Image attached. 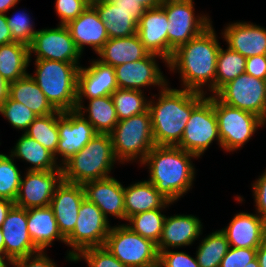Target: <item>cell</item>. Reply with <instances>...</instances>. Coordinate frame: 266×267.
Masks as SVG:
<instances>
[{
	"label": "cell",
	"mask_w": 266,
	"mask_h": 267,
	"mask_svg": "<svg viewBox=\"0 0 266 267\" xmlns=\"http://www.w3.org/2000/svg\"><path fill=\"white\" fill-rule=\"evenodd\" d=\"M84 260L88 267H127L114 257L105 246L89 247L80 251L71 262Z\"/></svg>",
	"instance_id": "cell-42"
},
{
	"label": "cell",
	"mask_w": 266,
	"mask_h": 267,
	"mask_svg": "<svg viewBox=\"0 0 266 267\" xmlns=\"http://www.w3.org/2000/svg\"><path fill=\"white\" fill-rule=\"evenodd\" d=\"M59 141L54 154L60 166L78 153L97 134L93 126L76 110H58Z\"/></svg>",
	"instance_id": "cell-14"
},
{
	"label": "cell",
	"mask_w": 266,
	"mask_h": 267,
	"mask_svg": "<svg viewBox=\"0 0 266 267\" xmlns=\"http://www.w3.org/2000/svg\"><path fill=\"white\" fill-rule=\"evenodd\" d=\"M20 0H0V14H6L15 7Z\"/></svg>",
	"instance_id": "cell-54"
},
{
	"label": "cell",
	"mask_w": 266,
	"mask_h": 267,
	"mask_svg": "<svg viewBox=\"0 0 266 267\" xmlns=\"http://www.w3.org/2000/svg\"><path fill=\"white\" fill-rule=\"evenodd\" d=\"M25 171L14 205L24 209L49 206L56 188L63 181V170Z\"/></svg>",
	"instance_id": "cell-15"
},
{
	"label": "cell",
	"mask_w": 266,
	"mask_h": 267,
	"mask_svg": "<svg viewBox=\"0 0 266 267\" xmlns=\"http://www.w3.org/2000/svg\"><path fill=\"white\" fill-rule=\"evenodd\" d=\"M30 58L34 60H54L68 63H80L81 52L77 49L68 28L57 25L56 28L38 30L29 45Z\"/></svg>",
	"instance_id": "cell-13"
},
{
	"label": "cell",
	"mask_w": 266,
	"mask_h": 267,
	"mask_svg": "<svg viewBox=\"0 0 266 267\" xmlns=\"http://www.w3.org/2000/svg\"><path fill=\"white\" fill-rule=\"evenodd\" d=\"M65 26L81 54L86 45L97 54L109 39L105 24L92 4Z\"/></svg>",
	"instance_id": "cell-20"
},
{
	"label": "cell",
	"mask_w": 266,
	"mask_h": 267,
	"mask_svg": "<svg viewBox=\"0 0 266 267\" xmlns=\"http://www.w3.org/2000/svg\"><path fill=\"white\" fill-rule=\"evenodd\" d=\"M221 231L230 247L257 249L266 237V222L259 214L240 212Z\"/></svg>",
	"instance_id": "cell-23"
},
{
	"label": "cell",
	"mask_w": 266,
	"mask_h": 267,
	"mask_svg": "<svg viewBox=\"0 0 266 267\" xmlns=\"http://www.w3.org/2000/svg\"><path fill=\"white\" fill-rule=\"evenodd\" d=\"M192 158L198 159L177 146L155 145L140 164L149 170L148 181L174 203L192 188L196 174Z\"/></svg>",
	"instance_id": "cell-3"
},
{
	"label": "cell",
	"mask_w": 266,
	"mask_h": 267,
	"mask_svg": "<svg viewBox=\"0 0 266 267\" xmlns=\"http://www.w3.org/2000/svg\"><path fill=\"white\" fill-rule=\"evenodd\" d=\"M25 134L55 154L59 141L58 110L49 115L38 116L29 125Z\"/></svg>",
	"instance_id": "cell-37"
},
{
	"label": "cell",
	"mask_w": 266,
	"mask_h": 267,
	"mask_svg": "<svg viewBox=\"0 0 266 267\" xmlns=\"http://www.w3.org/2000/svg\"><path fill=\"white\" fill-rule=\"evenodd\" d=\"M149 100L154 143L157 146H177L192 111L206 98L205 94L171 88L167 84ZM154 97V98H153Z\"/></svg>",
	"instance_id": "cell-2"
},
{
	"label": "cell",
	"mask_w": 266,
	"mask_h": 267,
	"mask_svg": "<svg viewBox=\"0 0 266 267\" xmlns=\"http://www.w3.org/2000/svg\"><path fill=\"white\" fill-rule=\"evenodd\" d=\"M141 3L146 9L156 8L162 5L163 0H136Z\"/></svg>",
	"instance_id": "cell-55"
},
{
	"label": "cell",
	"mask_w": 266,
	"mask_h": 267,
	"mask_svg": "<svg viewBox=\"0 0 266 267\" xmlns=\"http://www.w3.org/2000/svg\"><path fill=\"white\" fill-rule=\"evenodd\" d=\"M227 46L245 58L266 55V28L251 22H233L221 33Z\"/></svg>",
	"instance_id": "cell-22"
},
{
	"label": "cell",
	"mask_w": 266,
	"mask_h": 267,
	"mask_svg": "<svg viewBox=\"0 0 266 267\" xmlns=\"http://www.w3.org/2000/svg\"><path fill=\"white\" fill-rule=\"evenodd\" d=\"M88 101L86 107L76 104V111L93 126L97 134H110L119 121L111 95ZM85 113L88 114L86 117Z\"/></svg>",
	"instance_id": "cell-32"
},
{
	"label": "cell",
	"mask_w": 266,
	"mask_h": 267,
	"mask_svg": "<svg viewBox=\"0 0 266 267\" xmlns=\"http://www.w3.org/2000/svg\"><path fill=\"white\" fill-rule=\"evenodd\" d=\"M89 5L86 0H56L55 13L60 18L59 24L66 25L76 19Z\"/></svg>",
	"instance_id": "cell-43"
},
{
	"label": "cell",
	"mask_w": 266,
	"mask_h": 267,
	"mask_svg": "<svg viewBox=\"0 0 266 267\" xmlns=\"http://www.w3.org/2000/svg\"><path fill=\"white\" fill-rule=\"evenodd\" d=\"M12 16H7V26L11 32L12 39L16 42H21L30 45L38 30H35L34 23L31 20L29 13L22 10L14 12Z\"/></svg>",
	"instance_id": "cell-41"
},
{
	"label": "cell",
	"mask_w": 266,
	"mask_h": 267,
	"mask_svg": "<svg viewBox=\"0 0 266 267\" xmlns=\"http://www.w3.org/2000/svg\"><path fill=\"white\" fill-rule=\"evenodd\" d=\"M54 260L50 259L45 251L27 255L11 261V267H57Z\"/></svg>",
	"instance_id": "cell-46"
},
{
	"label": "cell",
	"mask_w": 266,
	"mask_h": 267,
	"mask_svg": "<svg viewBox=\"0 0 266 267\" xmlns=\"http://www.w3.org/2000/svg\"><path fill=\"white\" fill-rule=\"evenodd\" d=\"M215 96L224 104L254 113L266 122V80L243 73Z\"/></svg>",
	"instance_id": "cell-12"
},
{
	"label": "cell",
	"mask_w": 266,
	"mask_h": 267,
	"mask_svg": "<svg viewBox=\"0 0 266 267\" xmlns=\"http://www.w3.org/2000/svg\"><path fill=\"white\" fill-rule=\"evenodd\" d=\"M221 148L233 152L248 143L255 132L266 125L256 114L228 106L213 95Z\"/></svg>",
	"instance_id": "cell-7"
},
{
	"label": "cell",
	"mask_w": 266,
	"mask_h": 267,
	"mask_svg": "<svg viewBox=\"0 0 266 267\" xmlns=\"http://www.w3.org/2000/svg\"><path fill=\"white\" fill-rule=\"evenodd\" d=\"M202 229L201 220L194 215L166 216L162 235L157 244L158 252L169 250L170 247L174 249L193 244L195 240L199 239Z\"/></svg>",
	"instance_id": "cell-25"
},
{
	"label": "cell",
	"mask_w": 266,
	"mask_h": 267,
	"mask_svg": "<svg viewBox=\"0 0 266 267\" xmlns=\"http://www.w3.org/2000/svg\"><path fill=\"white\" fill-rule=\"evenodd\" d=\"M216 141L221 148V139L214 111L213 95H208L193 111L177 147L198 158Z\"/></svg>",
	"instance_id": "cell-11"
},
{
	"label": "cell",
	"mask_w": 266,
	"mask_h": 267,
	"mask_svg": "<svg viewBox=\"0 0 266 267\" xmlns=\"http://www.w3.org/2000/svg\"><path fill=\"white\" fill-rule=\"evenodd\" d=\"M157 58L168 65L162 56L150 53L146 58L114 67L118 88L144 91L142 88L153 85L163 89L169 82L159 68Z\"/></svg>",
	"instance_id": "cell-16"
},
{
	"label": "cell",
	"mask_w": 266,
	"mask_h": 267,
	"mask_svg": "<svg viewBox=\"0 0 266 267\" xmlns=\"http://www.w3.org/2000/svg\"><path fill=\"white\" fill-rule=\"evenodd\" d=\"M111 225L102 211L93 202L83 199L78 211L74 230L65 238L67 250L66 260L72 259L83 249L104 246Z\"/></svg>",
	"instance_id": "cell-10"
},
{
	"label": "cell",
	"mask_w": 266,
	"mask_h": 267,
	"mask_svg": "<svg viewBox=\"0 0 266 267\" xmlns=\"http://www.w3.org/2000/svg\"><path fill=\"white\" fill-rule=\"evenodd\" d=\"M34 75L38 87L59 111H74L77 104V77L80 63L35 60Z\"/></svg>",
	"instance_id": "cell-5"
},
{
	"label": "cell",
	"mask_w": 266,
	"mask_h": 267,
	"mask_svg": "<svg viewBox=\"0 0 266 267\" xmlns=\"http://www.w3.org/2000/svg\"><path fill=\"white\" fill-rule=\"evenodd\" d=\"M168 18L162 6L147 9L140 17L137 34L149 53L168 62Z\"/></svg>",
	"instance_id": "cell-24"
},
{
	"label": "cell",
	"mask_w": 266,
	"mask_h": 267,
	"mask_svg": "<svg viewBox=\"0 0 266 267\" xmlns=\"http://www.w3.org/2000/svg\"><path fill=\"white\" fill-rule=\"evenodd\" d=\"M9 154L0 153V198L15 201L18 195L21 171Z\"/></svg>",
	"instance_id": "cell-39"
},
{
	"label": "cell",
	"mask_w": 266,
	"mask_h": 267,
	"mask_svg": "<svg viewBox=\"0 0 266 267\" xmlns=\"http://www.w3.org/2000/svg\"><path fill=\"white\" fill-rule=\"evenodd\" d=\"M166 208H157L141 212L129 217L125 225L132 231L158 244L166 215L162 211ZM162 210V211H161Z\"/></svg>",
	"instance_id": "cell-35"
},
{
	"label": "cell",
	"mask_w": 266,
	"mask_h": 267,
	"mask_svg": "<svg viewBox=\"0 0 266 267\" xmlns=\"http://www.w3.org/2000/svg\"><path fill=\"white\" fill-rule=\"evenodd\" d=\"M9 264H11V260L5 254H0V267H8Z\"/></svg>",
	"instance_id": "cell-56"
},
{
	"label": "cell",
	"mask_w": 266,
	"mask_h": 267,
	"mask_svg": "<svg viewBox=\"0 0 266 267\" xmlns=\"http://www.w3.org/2000/svg\"><path fill=\"white\" fill-rule=\"evenodd\" d=\"M85 198L97 205L104 217H116L126 221L124 186L114 177L92 180L82 184Z\"/></svg>",
	"instance_id": "cell-19"
},
{
	"label": "cell",
	"mask_w": 266,
	"mask_h": 267,
	"mask_svg": "<svg viewBox=\"0 0 266 267\" xmlns=\"http://www.w3.org/2000/svg\"><path fill=\"white\" fill-rule=\"evenodd\" d=\"M117 162L120 163L114 154L110 134H96L61 166L63 181L83 184L111 177L109 174Z\"/></svg>",
	"instance_id": "cell-4"
},
{
	"label": "cell",
	"mask_w": 266,
	"mask_h": 267,
	"mask_svg": "<svg viewBox=\"0 0 266 267\" xmlns=\"http://www.w3.org/2000/svg\"><path fill=\"white\" fill-rule=\"evenodd\" d=\"M120 9L127 12H145L147 9L136 0H111Z\"/></svg>",
	"instance_id": "cell-49"
},
{
	"label": "cell",
	"mask_w": 266,
	"mask_h": 267,
	"mask_svg": "<svg viewBox=\"0 0 266 267\" xmlns=\"http://www.w3.org/2000/svg\"><path fill=\"white\" fill-rule=\"evenodd\" d=\"M257 249L230 247L219 267H245L256 258Z\"/></svg>",
	"instance_id": "cell-44"
},
{
	"label": "cell",
	"mask_w": 266,
	"mask_h": 267,
	"mask_svg": "<svg viewBox=\"0 0 266 267\" xmlns=\"http://www.w3.org/2000/svg\"><path fill=\"white\" fill-rule=\"evenodd\" d=\"M143 267H162L160 261H157L153 264L147 265V266H143Z\"/></svg>",
	"instance_id": "cell-59"
},
{
	"label": "cell",
	"mask_w": 266,
	"mask_h": 267,
	"mask_svg": "<svg viewBox=\"0 0 266 267\" xmlns=\"http://www.w3.org/2000/svg\"><path fill=\"white\" fill-rule=\"evenodd\" d=\"M172 204L148 180H140L124 187L126 220L135 214L157 208H167Z\"/></svg>",
	"instance_id": "cell-28"
},
{
	"label": "cell",
	"mask_w": 266,
	"mask_h": 267,
	"mask_svg": "<svg viewBox=\"0 0 266 267\" xmlns=\"http://www.w3.org/2000/svg\"><path fill=\"white\" fill-rule=\"evenodd\" d=\"M27 227L34 246L40 251L52 246L55 239L66 245L50 205L27 209Z\"/></svg>",
	"instance_id": "cell-26"
},
{
	"label": "cell",
	"mask_w": 266,
	"mask_h": 267,
	"mask_svg": "<svg viewBox=\"0 0 266 267\" xmlns=\"http://www.w3.org/2000/svg\"><path fill=\"white\" fill-rule=\"evenodd\" d=\"M14 205V202L9 199L0 198V228L6 218L7 213Z\"/></svg>",
	"instance_id": "cell-51"
},
{
	"label": "cell",
	"mask_w": 266,
	"mask_h": 267,
	"mask_svg": "<svg viewBox=\"0 0 266 267\" xmlns=\"http://www.w3.org/2000/svg\"><path fill=\"white\" fill-rule=\"evenodd\" d=\"M0 114L13 128L23 131L22 133H25L29 125L38 117L22 103L16 102L10 97L0 106Z\"/></svg>",
	"instance_id": "cell-40"
},
{
	"label": "cell",
	"mask_w": 266,
	"mask_h": 267,
	"mask_svg": "<svg viewBox=\"0 0 266 267\" xmlns=\"http://www.w3.org/2000/svg\"><path fill=\"white\" fill-rule=\"evenodd\" d=\"M149 54L136 33L130 37L109 38L97 53V59L106 65L116 67L146 58Z\"/></svg>",
	"instance_id": "cell-29"
},
{
	"label": "cell",
	"mask_w": 266,
	"mask_h": 267,
	"mask_svg": "<svg viewBox=\"0 0 266 267\" xmlns=\"http://www.w3.org/2000/svg\"><path fill=\"white\" fill-rule=\"evenodd\" d=\"M111 97L119 121L148 110L149 99L145 97L144 91L117 88L111 94Z\"/></svg>",
	"instance_id": "cell-38"
},
{
	"label": "cell",
	"mask_w": 266,
	"mask_h": 267,
	"mask_svg": "<svg viewBox=\"0 0 266 267\" xmlns=\"http://www.w3.org/2000/svg\"><path fill=\"white\" fill-rule=\"evenodd\" d=\"M246 60L240 53L220 47L216 65V93L228 82L245 73Z\"/></svg>",
	"instance_id": "cell-36"
},
{
	"label": "cell",
	"mask_w": 266,
	"mask_h": 267,
	"mask_svg": "<svg viewBox=\"0 0 266 267\" xmlns=\"http://www.w3.org/2000/svg\"><path fill=\"white\" fill-rule=\"evenodd\" d=\"M84 198L82 184L62 181L56 188L50 207L53 209L58 229L64 238L74 230L78 211Z\"/></svg>",
	"instance_id": "cell-21"
},
{
	"label": "cell",
	"mask_w": 266,
	"mask_h": 267,
	"mask_svg": "<svg viewBox=\"0 0 266 267\" xmlns=\"http://www.w3.org/2000/svg\"><path fill=\"white\" fill-rule=\"evenodd\" d=\"M159 261L162 267H199L196 256L170 249L159 252Z\"/></svg>",
	"instance_id": "cell-45"
},
{
	"label": "cell",
	"mask_w": 266,
	"mask_h": 267,
	"mask_svg": "<svg viewBox=\"0 0 266 267\" xmlns=\"http://www.w3.org/2000/svg\"><path fill=\"white\" fill-rule=\"evenodd\" d=\"M104 246L127 267H143L159 261L157 244L125 224L111 226Z\"/></svg>",
	"instance_id": "cell-9"
},
{
	"label": "cell",
	"mask_w": 266,
	"mask_h": 267,
	"mask_svg": "<svg viewBox=\"0 0 266 267\" xmlns=\"http://www.w3.org/2000/svg\"><path fill=\"white\" fill-rule=\"evenodd\" d=\"M9 154L14 159H22V161L29 163L31 167H28L27 171H52L62 169L53 153L25 133L19 137Z\"/></svg>",
	"instance_id": "cell-30"
},
{
	"label": "cell",
	"mask_w": 266,
	"mask_h": 267,
	"mask_svg": "<svg viewBox=\"0 0 266 267\" xmlns=\"http://www.w3.org/2000/svg\"><path fill=\"white\" fill-rule=\"evenodd\" d=\"M9 97V83L0 74V106Z\"/></svg>",
	"instance_id": "cell-53"
},
{
	"label": "cell",
	"mask_w": 266,
	"mask_h": 267,
	"mask_svg": "<svg viewBox=\"0 0 266 267\" xmlns=\"http://www.w3.org/2000/svg\"><path fill=\"white\" fill-rule=\"evenodd\" d=\"M168 18V61L174 51L199 36L212 25L205 14L195 15L194 0H163L161 5Z\"/></svg>",
	"instance_id": "cell-8"
},
{
	"label": "cell",
	"mask_w": 266,
	"mask_h": 267,
	"mask_svg": "<svg viewBox=\"0 0 266 267\" xmlns=\"http://www.w3.org/2000/svg\"><path fill=\"white\" fill-rule=\"evenodd\" d=\"M256 258L260 267H266V237L262 244L257 248Z\"/></svg>",
	"instance_id": "cell-52"
},
{
	"label": "cell",
	"mask_w": 266,
	"mask_h": 267,
	"mask_svg": "<svg viewBox=\"0 0 266 267\" xmlns=\"http://www.w3.org/2000/svg\"><path fill=\"white\" fill-rule=\"evenodd\" d=\"M197 247L195 254L199 267H219L230 245L226 235L216 230L203 238Z\"/></svg>",
	"instance_id": "cell-34"
},
{
	"label": "cell",
	"mask_w": 266,
	"mask_h": 267,
	"mask_svg": "<svg viewBox=\"0 0 266 267\" xmlns=\"http://www.w3.org/2000/svg\"><path fill=\"white\" fill-rule=\"evenodd\" d=\"M11 32L7 26L6 14H0V45L13 42Z\"/></svg>",
	"instance_id": "cell-50"
},
{
	"label": "cell",
	"mask_w": 266,
	"mask_h": 267,
	"mask_svg": "<svg viewBox=\"0 0 266 267\" xmlns=\"http://www.w3.org/2000/svg\"><path fill=\"white\" fill-rule=\"evenodd\" d=\"M110 137L114 154L121 164L141 163L155 146L149 110L118 121Z\"/></svg>",
	"instance_id": "cell-6"
},
{
	"label": "cell",
	"mask_w": 266,
	"mask_h": 267,
	"mask_svg": "<svg viewBox=\"0 0 266 267\" xmlns=\"http://www.w3.org/2000/svg\"><path fill=\"white\" fill-rule=\"evenodd\" d=\"M5 255L11 260L38 252L29 235L27 209L13 205L2 224Z\"/></svg>",
	"instance_id": "cell-18"
},
{
	"label": "cell",
	"mask_w": 266,
	"mask_h": 267,
	"mask_svg": "<svg viewBox=\"0 0 266 267\" xmlns=\"http://www.w3.org/2000/svg\"><path fill=\"white\" fill-rule=\"evenodd\" d=\"M29 46L13 41L0 45V74L10 84L29 74Z\"/></svg>",
	"instance_id": "cell-33"
},
{
	"label": "cell",
	"mask_w": 266,
	"mask_h": 267,
	"mask_svg": "<svg viewBox=\"0 0 266 267\" xmlns=\"http://www.w3.org/2000/svg\"><path fill=\"white\" fill-rule=\"evenodd\" d=\"M0 254H5V245L1 228H0Z\"/></svg>",
	"instance_id": "cell-57"
},
{
	"label": "cell",
	"mask_w": 266,
	"mask_h": 267,
	"mask_svg": "<svg viewBox=\"0 0 266 267\" xmlns=\"http://www.w3.org/2000/svg\"><path fill=\"white\" fill-rule=\"evenodd\" d=\"M89 4H92L93 0H86Z\"/></svg>",
	"instance_id": "cell-60"
},
{
	"label": "cell",
	"mask_w": 266,
	"mask_h": 267,
	"mask_svg": "<svg viewBox=\"0 0 266 267\" xmlns=\"http://www.w3.org/2000/svg\"><path fill=\"white\" fill-rule=\"evenodd\" d=\"M252 193L255 202V213L259 214L266 222V169L255 182L252 183Z\"/></svg>",
	"instance_id": "cell-47"
},
{
	"label": "cell",
	"mask_w": 266,
	"mask_h": 267,
	"mask_svg": "<svg viewBox=\"0 0 266 267\" xmlns=\"http://www.w3.org/2000/svg\"><path fill=\"white\" fill-rule=\"evenodd\" d=\"M245 73L255 78L266 80V55L248 57Z\"/></svg>",
	"instance_id": "cell-48"
},
{
	"label": "cell",
	"mask_w": 266,
	"mask_h": 267,
	"mask_svg": "<svg viewBox=\"0 0 266 267\" xmlns=\"http://www.w3.org/2000/svg\"><path fill=\"white\" fill-rule=\"evenodd\" d=\"M105 24L109 38L130 37L137 33L138 22L144 12H127L116 6L111 0L93 1Z\"/></svg>",
	"instance_id": "cell-27"
},
{
	"label": "cell",
	"mask_w": 266,
	"mask_h": 267,
	"mask_svg": "<svg viewBox=\"0 0 266 267\" xmlns=\"http://www.w3.org/2000/svg\"><path fill=\"white\" fill-rule=\"evenodd\" d=\"M117 88L114 67L106 65L98 59H92L88 67H82V65L79 67L77 104H85V99L109 96Z\"/></svg>",
	"instance_id": "cell-17"
},
{
	"label": "cell",
	"mask_w": 266,
	"mask_h": 267,
	"mask_svg": "<svg viewBox=\"0 0 266 267\" xmlns=\"http://www.w3.org/2000/svg\"><path fill=\"white\" fill-rule=\"evenodd\" d=\"M9 97L22 103L37 116H45L57 111L47 100L30 73L9 84Z\"/></svg>",
	"instance_id": "cell-31"
},
{
	"label": "cell",
	"mask_w": 266,
	"mask_h": 267,
	"mask_svg": "<svg viewBox=\"0 0 266 267\" xmlns=\"http://www.w3.org/2000/svg\"><path fill=\"white\" fill-rule=\"evenodd\" d=\"M220 47L216 31L211 25L199 36L179 46L168 61L167 67L171 73H180L183 89L215 95L216 65ZM204 86L208 87L212 94L203 90Z\"/></svg>",
	"instance_id": "cell-1"
},
{
	"label": "cell",
	"mask_w": 266,
	"mask_h": 267,
	"mask_svg": "<svg viewBox=\"0 0 266 267\" xmlns=\"http://www.w3.org/2000/svg\"><path fill=\"white\" fill-rule=\"evenodd\" d=\"M245 267H260L257 258L249 262Z\"/></svg>",
	"instance_id": "cell-58"
}]
</instances>
